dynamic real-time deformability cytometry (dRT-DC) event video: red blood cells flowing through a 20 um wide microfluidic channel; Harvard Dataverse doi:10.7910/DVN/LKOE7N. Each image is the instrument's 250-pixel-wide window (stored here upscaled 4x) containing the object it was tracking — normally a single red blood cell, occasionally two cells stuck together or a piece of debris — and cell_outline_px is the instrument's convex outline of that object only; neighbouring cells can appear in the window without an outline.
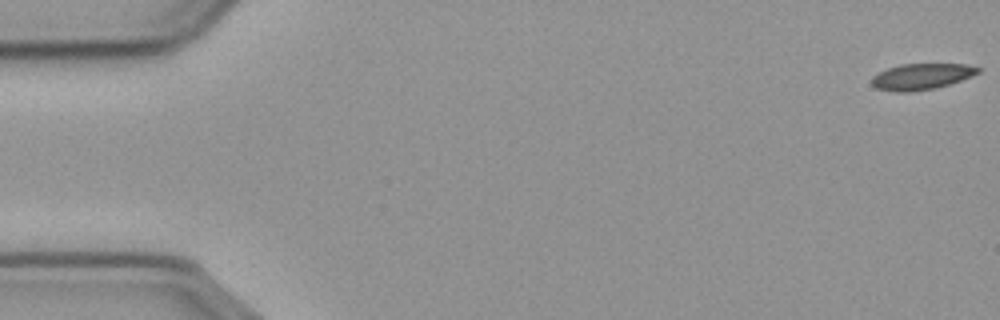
{"species": "common noctule bat (a hibernating species)", "species_latin": "Nyctalus noctula", "temperature_condition": "cold", "stored_images_in_passage": 52, "camera_frame_rate_fps": 3000, "um_per_image_px": 0.085, "animal": {"sex": "male", "body_mass_g": 23.1, "forearm_length_mm": 52.7}, "frame": {"image": 1, "passage_image": 1, "time_ms": 0.0, "image_size_px": [1000, 320], "cell_outline_px": [[980, 72], [960, 80], [948, 84], [932, 88], [908, 92], [896, 92], [876, 88], [872, 84], [872, 76], [888, 68], [900, 64], [964, 64], [980, 68]], "centroid_in_image_um": [78.29, 6.5], "position_along_channel_um": 6.7, "area_um2": 15.84}}
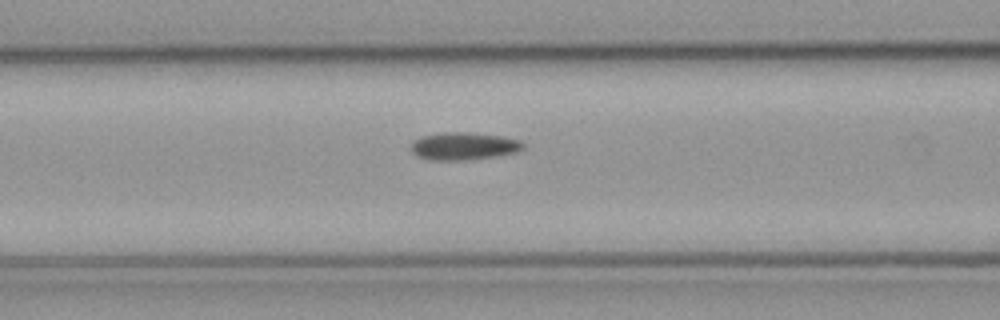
{"frame": {"image": 2, "passage_image": 23, "time_ms": 7.333, "image_size_px": [1000, 320], "cell_outline_px": [[524, 148], [516, 152], [496, 156], [464, 160], [428, 160], [416, 156], [408, 148], [412, 140], [420, 136], [444, 132], [468, 132], [504, 136], [520, 140], [524, 144]], "centroid_in_image_um": [39.36, 12.41], "position_along_channel_um": 127.2, "area_um2": 18.38}}
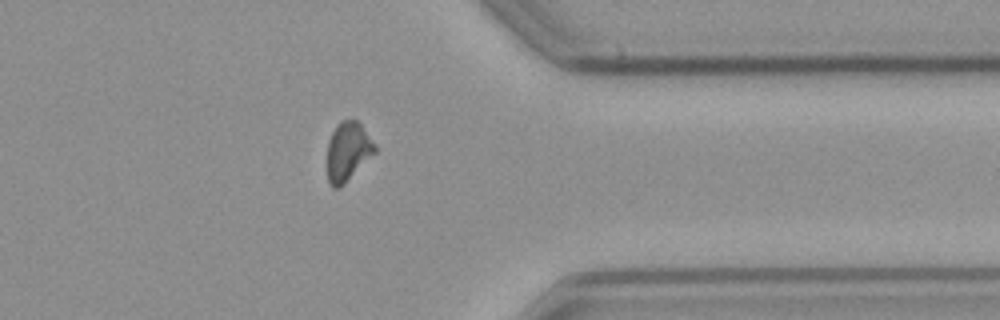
{"frame": {"image": 3, "passage_image": 45, "time_ms": 14.667, "image_size_px": [1000, 320], "cell_outline_px": [[376, 152], [340, 188], [332, 188], [328, 180], [328, 140], [336, 124], [340, 120], [356, 120], [360, 124], [376, 144]], "centroid_in_image_um": [29.57, 12.87], "position_along_channel_um": 381.8, "area_um2": 16.36}, "authors_computed_cell_mechanics": {"area_um2": 17.0799, "velocity_mm_per_s": 3.6369, "shape_relaxation_time_tau1_ms": 8.4964, "shape_relaxation_time_tau2_ms": 10.5628, "deformation_change_tau1": 0.1353, "deformation_change_tau2": 0.1796}}